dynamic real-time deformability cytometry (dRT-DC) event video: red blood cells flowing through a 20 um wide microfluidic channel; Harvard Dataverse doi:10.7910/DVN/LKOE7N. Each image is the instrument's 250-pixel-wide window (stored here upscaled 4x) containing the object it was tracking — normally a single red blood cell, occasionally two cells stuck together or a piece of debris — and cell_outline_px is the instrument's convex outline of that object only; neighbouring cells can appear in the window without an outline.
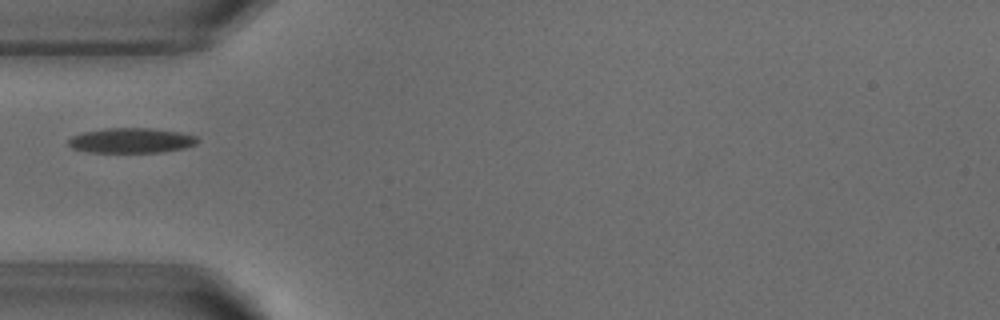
{"species": "common noctule bat (a hibernating species)", "species_latin": "Nyctalus noctula", "temperature_condition": "warm", "stored_images_in_passage": 37, "camera_frame_rate_fps": 3000, "um_per_image_px": 0.085, "animal": {"sex": "male", "body_mass_g": 18.8}, "frame": {"image": 1, "passage_image": 1, "time_ms": 0.0, "image_size_px": [1000, 320], "cell_outline_px": [[200, 140], [196, 144], [184, 148], [160, 152], [88, 152], [72, 148], [68, 144], [68, 140], [72, 136], [84, 132], [104, 128], [152, 128], [180, 132], [196, 136]], "centroid_in_image_um": [11.17, 11.94], "position_along_channel_um": 73.8, "area_um2": 18.84}}
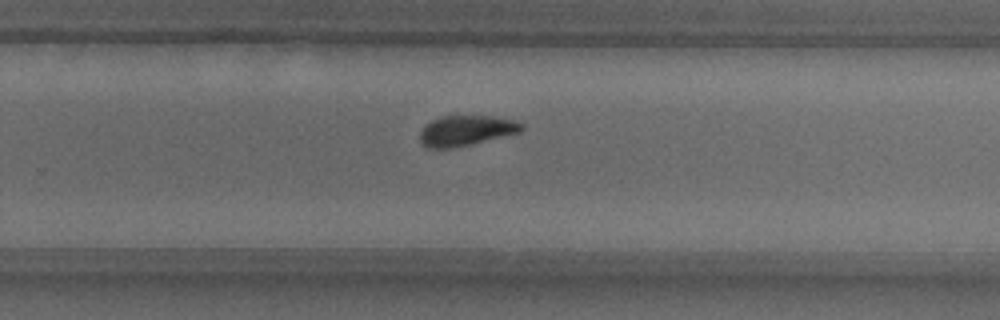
{"frame": {"image": 2, "passage_image": 18, "time_ms": 5.667, "image_size_px": [1000, 320], "cell_outline_px": [[524, 128], [520, 132], [452, 148], [428, 148], [420, 140], [420, 132], [424, 124], [440, 116], [492, 116], [512, 120], [524, 124]], "centroid_in_image_um": [39.59, 11.09], "position_along_channel_um": 290.2, "area_um2": 17.74}}
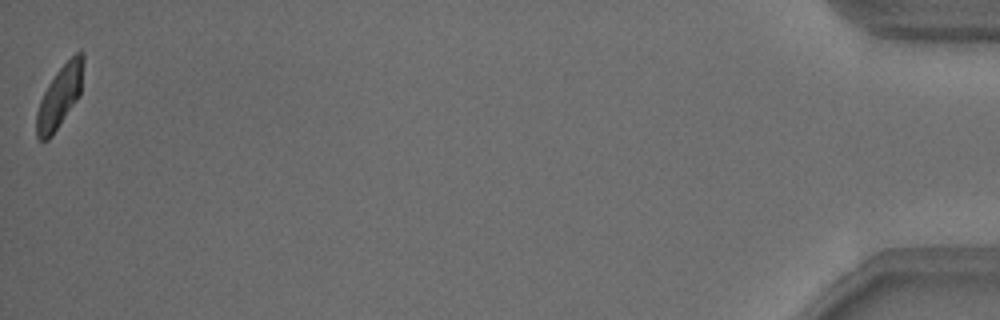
{"frame": {"image": 3, "passage_image": 37, "time_ms": 12.0, "image_size_px": [1000, 320], "cell_outline_px": [[84, 60], [80, 96], [52, 136], [48, 140], [40, 140], [36, 136], [36, 112], [40, 100], [48, 84], [56, 72], [76, 52], [80, 52], [84, 56]], "centroid_in_image_um": [5.07, 8.24], "position_along_channel_um": 430.1, "area_um2": 16.88}}